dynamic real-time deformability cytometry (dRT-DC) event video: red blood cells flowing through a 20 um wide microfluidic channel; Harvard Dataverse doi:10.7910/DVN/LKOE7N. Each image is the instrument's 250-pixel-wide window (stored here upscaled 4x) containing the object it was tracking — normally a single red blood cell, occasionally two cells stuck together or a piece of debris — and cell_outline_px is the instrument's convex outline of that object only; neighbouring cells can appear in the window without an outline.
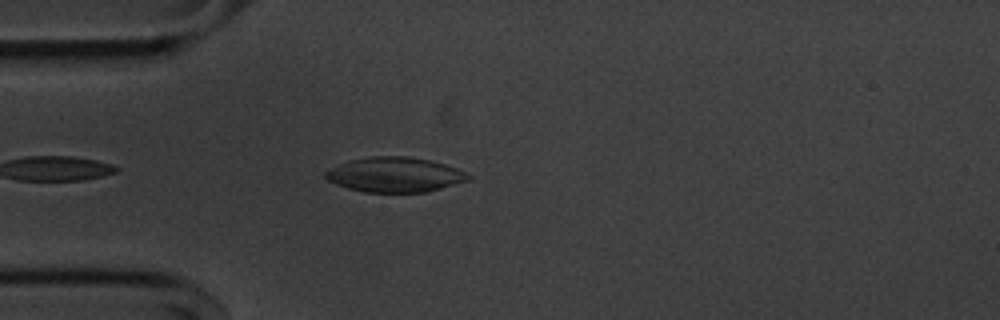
{"species": "common noctule bat (a hibernating species)", "species_latin": "Nyctalus noctula", "temperature_condition": "cold", "stored_images_in_passage": 28, "camera_frame_rate_fps": 3000, "um_per_image_px": 0.085, "animal": {"sex": "male", "body_mass_g": 20.1, "forearm_length_mm": 53.5}, "frame": {"image": 1, "passage_image": 4, "time_ms": 1.0, "image_size_px": [1000, 320], "cell_outline_px": [[472, 176], [468, 180], [440, 188], [424, 192], [364, 192], [348, 188], [336, 184], [328, 180], [324, 176], [324, 172], [348, 160], [368, 156], [408, 156], [428, 160], [444, 164], [456, 168]], "centroid_in_image_um": [33.53, 14.84], "position_along_channel_um": 51.5, "area_um2": 28.78}}
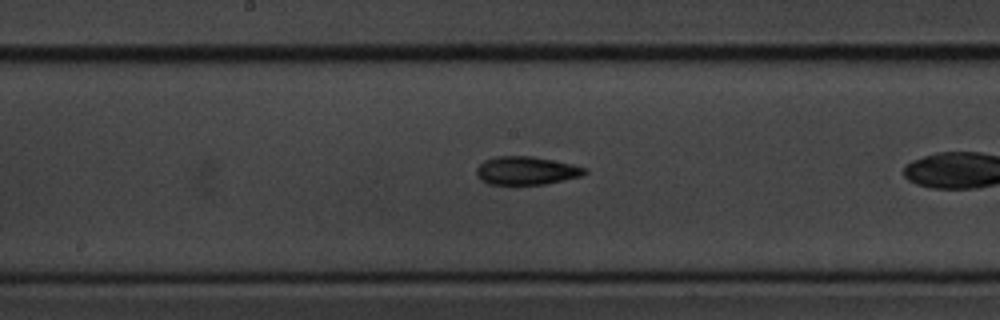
{"frame": {"image": 2, "passage_image": 14, "time_ms": 4.333, "image_size_px": [1000, 320], "cell_outline_px": [[588, 172], [580, 176], [544, 184], [488, 184], [480, 180], [476, 176], [476, 168], [484, 160], [496, 156], [532, 156], [572, 164], [588, 168]], "centroid_in_image_um": [44.71, 14.5], "position_along_channel_um": 203.5, "area_um2": 17.8}}
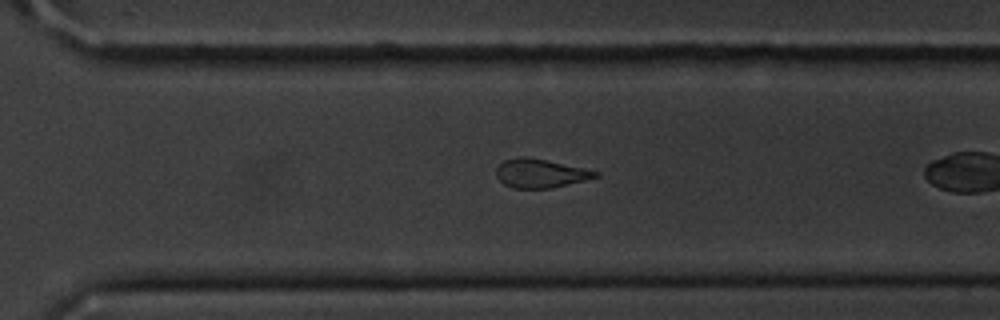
{"frame": {"image": 3, "passage_image": 24, "time_ms": 7.667, "image_size_px": [1000, 320], "cell_outline_px": [[600, 176], [584, 180], [548, 188], [512, 188], [504, 184], [496, 176], [496, 168], [504, 160], [520, 156], [524, 156], [584, 168], [600, 172]], "centroid_in_image_um": [45.9, 14.73], "position_along_channel_um": 324.7, "area_um2": 16.36}}